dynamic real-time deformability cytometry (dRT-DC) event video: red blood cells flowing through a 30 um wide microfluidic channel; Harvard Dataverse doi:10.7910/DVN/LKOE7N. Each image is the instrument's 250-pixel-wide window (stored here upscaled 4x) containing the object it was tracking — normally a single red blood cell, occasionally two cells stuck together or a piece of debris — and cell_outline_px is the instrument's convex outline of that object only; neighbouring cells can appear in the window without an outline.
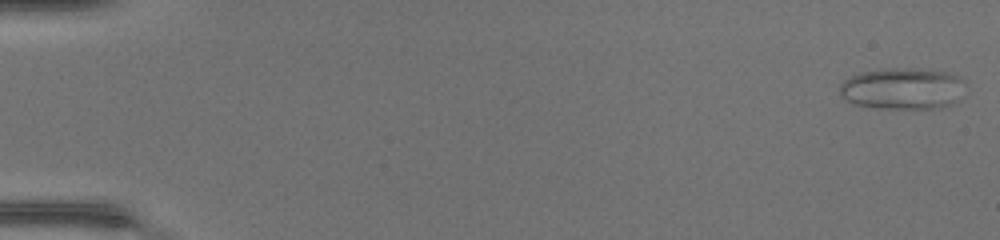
{"species": "common noctule bat (a hibernating species)", "species_latin": "Nyctalus noctula", "temperature_condition": "warm", "stored_images_in_passage": 47, "camera_frame_rate_fps": 3000, "um_per_image_px": 0.085, "animal": {"sex": "female", "body_mass_g": 17.0, "forearm_length_mm": 48.0}, "frame": {"image": 1, "passage_image": 1, "time_ms": 0.0, "image_size_px": [1000, 240], "cell_outline_px": [[968, 80], [960, 100], [952, 104], [940, 108], [880, 108], [856, 104], [844, 100], [840, 96], [840, 84], [844, 80], [860, 72], [888, 68], [920, 68], [948, 72]], "centroid_in_image_um": [76.79, 7.52], "position_along_channel_um": 8.2, "area_um2": 30.98}}
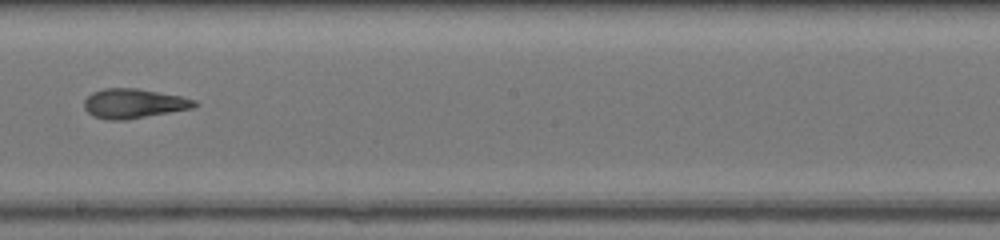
{"frame": {"image": 2, "passage_image": 28, "time_ms": 9.0, "image_size_px": [1000, 240], "cell_outline_px": [[200, 104], [192, 108], [128, 120], [108, 120], [92, 116], [84, 108], [84, 100], [92, 92], [104, 88], [136, 88], [180, 96], [196, 100]], "centroid_in_image_um": [11.35, 8.8], "position_along_channel_um": 236.8, "area_um2": 19.07}}
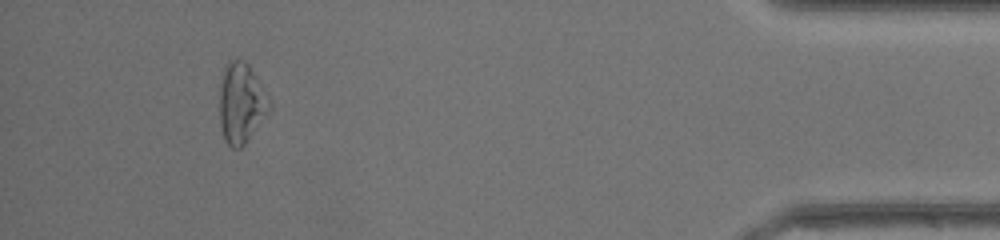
{"frame": {"image": 3, "passage_image": 44, "time_ms": 14.333, "image_size_px": [1000, 240], "cell_outline_px": [[272, 108], [244, 144], [240, 148], [232, 148], [224, 140], [220, 124], [220, 84], [224, 64], [228, 60], [244, 60], [248, 64], [272, 104]], "centroid_in_image_um": [20.49, 8.75], "position_along_channel_um": 414.7, "area_um2": 23.18}, "authors_computed_cell_mechanics": {"area_um2": 20.8658, "velocity_mm_per_s": 4.4527, "shape_relaxation_time_tau1_ms": 7.1698, "shape_relaxation_time_tau2_ms": 2.3395, "deformation_change_tau1": 0.2423, "deformation_change_tau2": 0.1302}}